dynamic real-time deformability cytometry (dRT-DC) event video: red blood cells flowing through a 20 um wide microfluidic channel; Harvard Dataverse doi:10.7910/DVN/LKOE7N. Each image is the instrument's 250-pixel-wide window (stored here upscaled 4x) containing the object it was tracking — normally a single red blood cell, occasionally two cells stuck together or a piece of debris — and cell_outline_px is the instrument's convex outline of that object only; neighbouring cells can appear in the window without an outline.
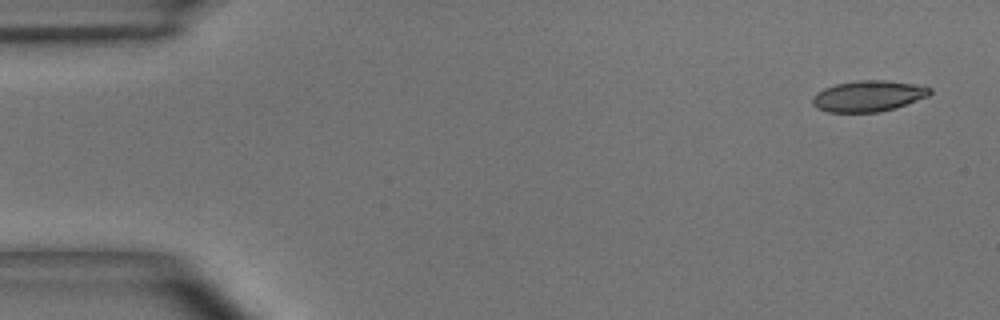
{"species": "common noctule bat (a hibernating species)", "species_latin": "Nyctalus noctula", "temperature_condition": "room temperature", "stored_images_in_passage": 8, "camera_frame_rate_fps": 3000, "um_per_image_px": 0.085, "animal": {"sex": "male", "body_mass_g": 15.6}, "frame": {"image": 1, "passage_image": 1, "time_ms": 0.0, "image_size_px": [1000, 320], "cell_outline_px": [[932, 92], [928, 96], [896, 108], [880, 112], [828, 112], [816, 108], [812, 104], [812, 96], [816, 92], [824, 88], [836, 84], [856, 80], [884, 80], [912, 84], [932, 88]], "centroid_in_image_um": [73.77, 8.17], "position_along_channel_um": 11.2, "area_um2": 21.27}}
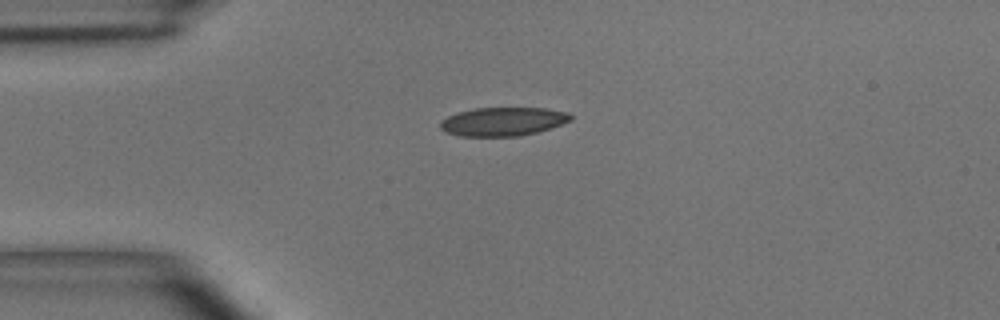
{"frame": {"image": 2, "passage_image": 3, "time_ms": 3.333, "image_size_px": [1000, 320], "cell_outline_px": [[572, 120], [536, 132], [520, 136], [460, 136], [448, 132], [440, 128], [440, 124], [448, 116], [456, 112], [476, 108], [544, 108], [568, 112], [572, 116]], "centroid_in_image_um": [42.76, 10.32], "position_along_channel_um": 42.2, "area_um2": 21.5}}
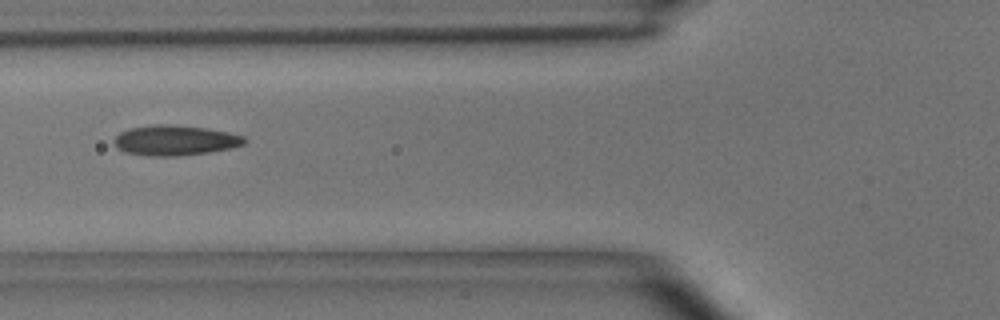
{"frame": {"image": 3, "passage_image": 5, "time_ms": 5.667, "image_size_px": [1000, 320], "cell_outline_px": [[248, 140], [244, 144], [232, 148], [208, 152], [176, 156], [152, 156], [124, 152], [116, 148], [112, 140], [120, 132], [132, 128], [156, 124], [172, 124], [208, 128], [228, 132], [244, 136]], "centroid_in_image_um": [14.88, 11.92], "position_along_channel_um": 110.9, "area_um2": 23.06}}